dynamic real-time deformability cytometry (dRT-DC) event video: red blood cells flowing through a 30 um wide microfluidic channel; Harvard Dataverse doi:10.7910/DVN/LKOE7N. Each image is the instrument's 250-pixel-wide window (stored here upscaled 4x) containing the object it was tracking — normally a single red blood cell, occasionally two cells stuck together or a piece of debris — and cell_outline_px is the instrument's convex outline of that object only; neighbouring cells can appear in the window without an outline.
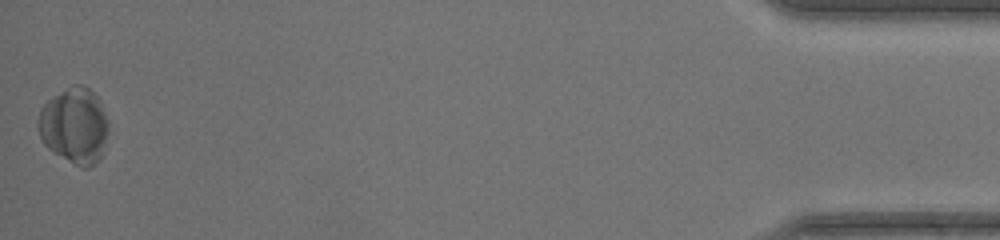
{"species": "common noctule bat (a hibernating species)", "species_latin": "Nyctalus noctula", "temperature_condition": "warm", "stored_images_in_passage": 34, "camera_frame_rate_fps": 3000, "um_per_image_px": 0.085, "animal": {"sex": "female", "body_mass_g": 17.0, "forearm_length_mm": 48.0}, "frame": {"image": 1, "passage_image": 34, "time_ms": 11.0, "image_size_px": [1000, 240], "cell_outline_px": [[108, 132], [104, 152], [100, 160], [88, 168], [80, 168], [52, 152], [44, 144], [40, 136], [36, 124], [36, 120], [40, 108], [48, 100], [72, 84], [84, 84], [96, 96], [108, 124]], "centroid_in_image_um": [6.3, 10.72], "position_along_channel_um": 428.9, "area_um2": 31.39}}